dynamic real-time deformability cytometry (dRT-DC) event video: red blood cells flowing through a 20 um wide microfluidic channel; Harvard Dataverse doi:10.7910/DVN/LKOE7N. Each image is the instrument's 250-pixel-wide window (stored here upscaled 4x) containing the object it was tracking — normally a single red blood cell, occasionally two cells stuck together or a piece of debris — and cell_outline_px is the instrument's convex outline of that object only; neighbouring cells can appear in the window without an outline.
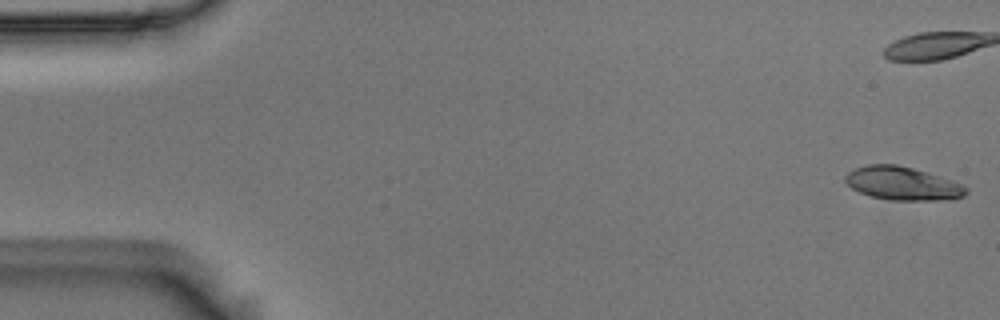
{"species": "Egyptian fruit bat (a non-hibernating species)", "species_latin": "Rousettus aegyptiacus", "temperature_condition": "room temperature", "stored_images_in_passage": 55, "camera_frame_rate_fps": 3000, "um_per_image_px": 0.085, "animal": {"sex": "male"}, "frame": {"image": 1, "passage_image": 1, "time_ms": 0.0, "image_size_px": [1000, 320], "cell_outline_px": [[968, 192], [964, 196], [940, 200], [888, 200], [868, 196], [852, 188], [844, 180], [844, 176], [848, 172], [856, 168], [868, 164], [896, 164], [928, 172], [960, 184], [968, 188]], "centroid_in_image_um": [76.68, 15.59], "position_along_channel_um": 8.3, "area_um2": 23.35}}
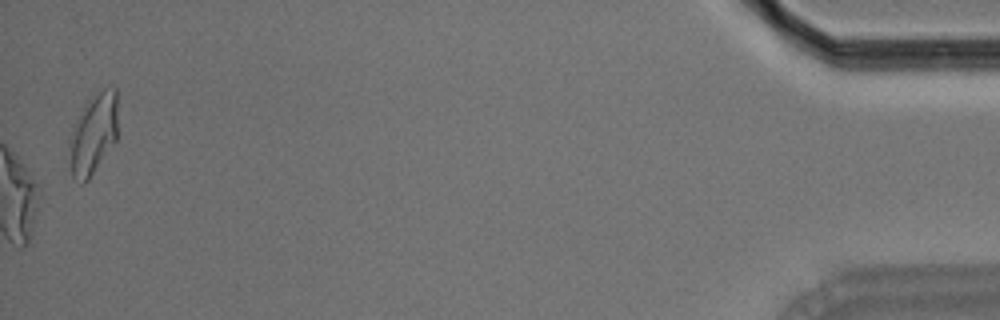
{"frame": {"image": 2, "passage_image": 55, "time_ms": 18.0, "image_size_px": [1000, 320], "cell_outline_px": [[116, 140], [88, 180], [84, 184], [80, 184], [72, 176], [68, 164], [68, 140], [76, 120], [84, 104], [92, 96], [104, 88], [116, 88]], "centroid_in_image_um": [7.87, 11.44], "position_along_channel_um": 427.3, "area_um2": 22.89}, "authors_computed_cell_mechanics": {"area_um2": 24.1604, "velocity_mm_per_s": 3.7027, "shape_relaxation_time_tau1_ms": 5.4874, "shape_relaxation_time_tau2_ms": 1.107, "deformation_change_tau1": 0.1899, "deformation_change_tau2": 0.0546}}